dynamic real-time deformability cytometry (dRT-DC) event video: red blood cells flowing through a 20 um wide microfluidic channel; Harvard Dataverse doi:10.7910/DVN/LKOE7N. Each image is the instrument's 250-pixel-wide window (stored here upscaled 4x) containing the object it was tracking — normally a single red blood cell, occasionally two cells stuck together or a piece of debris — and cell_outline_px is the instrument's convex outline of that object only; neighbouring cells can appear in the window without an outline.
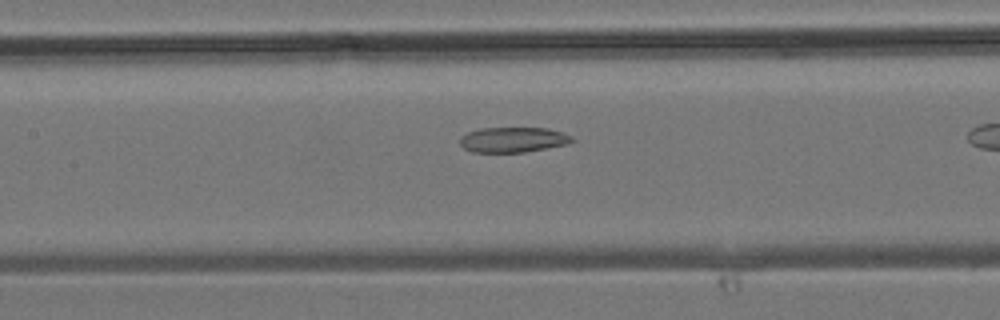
{"species": "common noctule bat (a hibernating species)", "species_latin": "Nyctalus noctula", "temperature_condition": "room temperature", "stored_images_in_passage": 23, "camera_frame_rate_fps": 3000, "um_per_image_px": 0.085, "animal": {"sex": "male", "body_mass_g": 19.2, "forearm_length_mm": 51.8}, "frame": {"image": 1, "passage_image": 10, "time_ms": 3.0, "image_size_px": [1000, 320], "cell_outline_px": [[576, 140], [568, 144], [524, 152], [472, 152], [464, 148], [460, 144], [460, 136], [468, 132], [480, 128], [548, 128], [564, 132], [572, 136]], "centroid_in_image_um": [43.64, 11.87], "position_along_channel_um": 163.8, "area_um2": 16.59}}
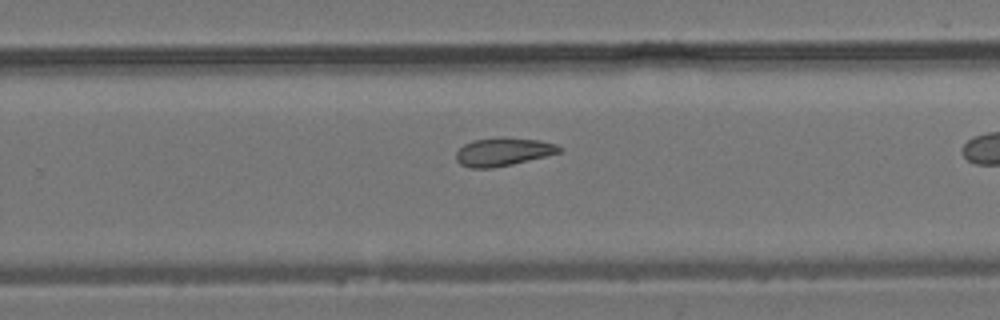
{"frame": {"image": 2, "passage_image": 17, "time_ms": 5.333, "image_size_px": [1000, 320], "cell_outline_px": [[564, 148], [560, 152], [512, 164], [492, 168], [472, 168], [460, 164], [456, 160], [456, 152], [464, 144], [472, 140], [500, 136], [504, 136], [540, 140], [556, 144]], "centroid_in_image_um": [42.76, 12.88], "position_along_channel_um": 287.0, "area_um2": 17.11}}